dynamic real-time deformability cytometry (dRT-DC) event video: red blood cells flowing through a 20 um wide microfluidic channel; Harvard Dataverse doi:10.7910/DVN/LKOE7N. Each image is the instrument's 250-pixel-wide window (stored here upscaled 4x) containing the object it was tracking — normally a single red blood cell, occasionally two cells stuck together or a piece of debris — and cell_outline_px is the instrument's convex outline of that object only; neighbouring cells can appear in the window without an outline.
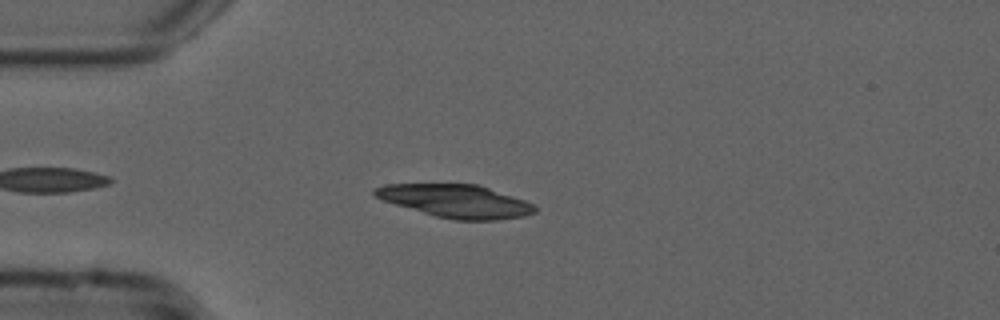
{"species": "common noctule bat (a hibernating species)", "species_latin": "Nyctalus noctula", "temperature_condition": "cold", "stored_images_in_passage": 37, "camera_frame_rate_fps": 3000, "um_per_image_px": 0.085, "animal": {"sex": "male", "forearm_length_mm": 52.5}, "frame": {"image": 1, "passage_image": 6, "time_ms": 1.667, "image_size_px": [1000, 320], "cell_outline_px": [[536, 212], [524, 216], [496, 220], [456, 220], [436, 216], [396, 204], [384, 200], [376, 196], [372, 192], [372, 188], [384, 184], [476, 184], [524, 200], [532, 204], [536, 208]], "centroid_in_image_um": [38.73, 17.09], "position_along_channel_um": 46.3, "area_um2": 30.35}}